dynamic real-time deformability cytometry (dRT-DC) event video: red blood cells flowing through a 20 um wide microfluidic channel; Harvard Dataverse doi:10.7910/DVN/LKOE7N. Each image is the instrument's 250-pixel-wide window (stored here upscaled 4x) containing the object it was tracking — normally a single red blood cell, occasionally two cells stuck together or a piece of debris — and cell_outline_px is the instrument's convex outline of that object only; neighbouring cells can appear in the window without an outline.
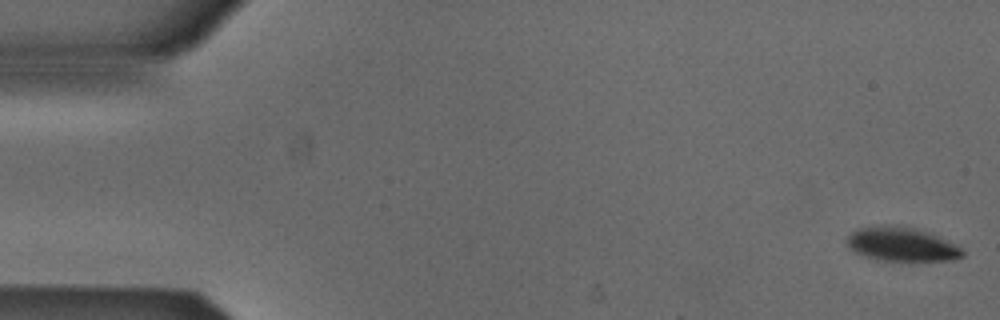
{"species": "Egyptian fruit bat (a non-hibernating species)", "species_latin": "Rousettus aegyptiacus", "temperature_condition": "cold", "stored_images_in_passage": 6, "camera_frame_rate_fps": 3000, "um_per_image_px": 0.085, "animal": {"sex": "male"}, "frame": {"image": 1, "passage_image": 1, "time_ms": 0.0, "image_size_px": [1000, 320], "cell_outline_px": [[964, 256], [952, 260], [876, 260], [864, 256], [856, 252], [848, 244], [848, 236], [852, 232], [860, 228], [884, 224], [900, 224], [920, 228], [960, 248], [964, 252]], "centroid_in_image_um": [76.62, 20.73], "position_along_channel_um": 8.4, "area_um2": 22.72}}
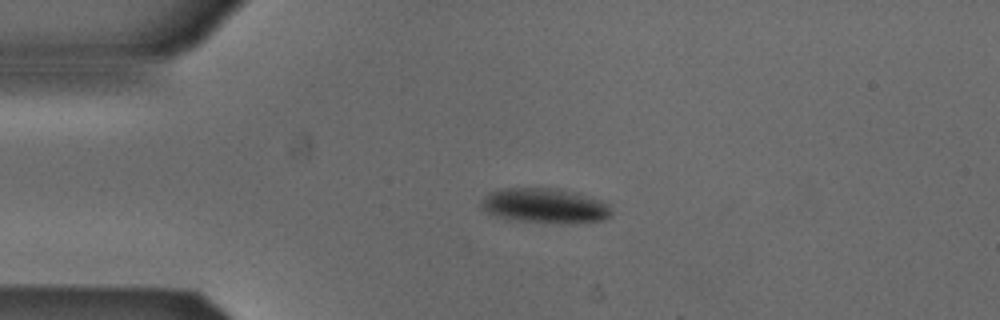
{"frame": {"image": 2, "passage_image": 4, "time_ms": 1.0, "image_size_px": [1000, 320], "cell_outline_px": [[612, 216], [604, 220], [576, 224], [564, 224], [504, 220], [480, 208], [480, 204], [484, 196], [500, 188], [548, 188], [600, 200], [608, 204], [612, 212]], "centroid_in_image_um": [46.27, 17.54], "position_along_channel_um": 38.7, "area_um2": 26.53}}
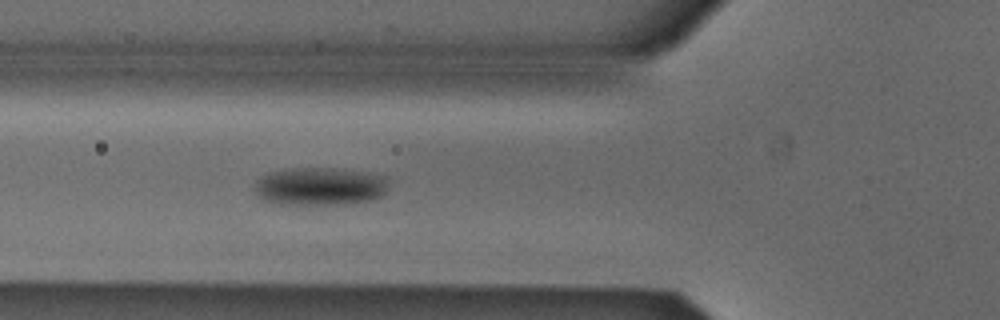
{"frame": {"image": 3, "passage_image": 6, "time_ms": 1.667, "image_size_px": [1000, 320], "cell_outline_px": [[388, 176], [384, 192], [380, 196], [372, 200], [344, 204], [280, 204], [264, 200], [256, 192], [256, 180], [272, 172], [292, 168], [332, 168], [364, 172]], "centroid_in_image_um": [27.22, 15.84], "position_along_channel_um": 98.6, "area_um2": 29.3}}